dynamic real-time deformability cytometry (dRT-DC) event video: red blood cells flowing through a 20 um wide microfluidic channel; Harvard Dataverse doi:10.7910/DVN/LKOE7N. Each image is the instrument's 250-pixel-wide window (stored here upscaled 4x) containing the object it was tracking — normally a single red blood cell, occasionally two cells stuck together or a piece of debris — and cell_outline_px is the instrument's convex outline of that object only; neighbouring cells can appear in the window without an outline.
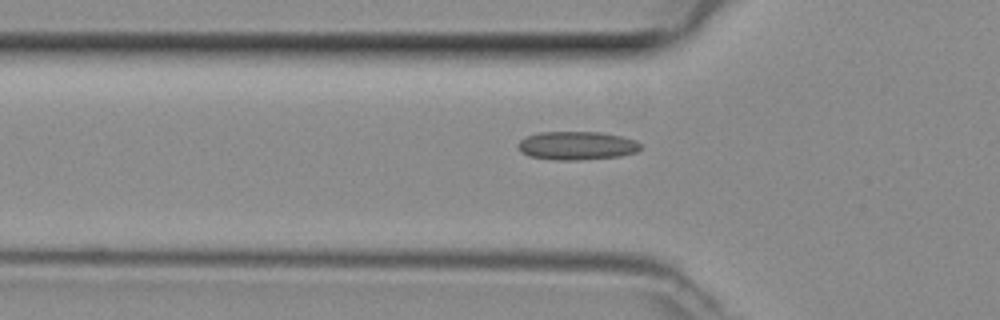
{"species": "common noctule bat (a hibernating species)", "species_latin": "Nyctalus noctula", "temperature_condition": "room temperature", "stored_images_in_passage": 29, "camera_frame_rate_fps": 3000, "um_per_image_px": 0.085, "animal": {"sex": "female", "body_mass_g": 29.2, "forearm_length_mm": 56.3}, "frame": {"image": 1, "passage_image": 3, "time_ms": 0.667, "image_size_px": [1000, 320], "cell_outline_px": [[640, 148], [636, 152], [620, 156], [580, 160], [556, 160], [528, 156], [520, 152], [516, 144], [520, 140], [528, 136], [540, 132], [600, 132], [620, 136], [636, 140], [640, 144]], "centroid_in_image_um": [49.0, 12.38], "position_along_channel_um": 76.8, "area_um2": 20.35}}
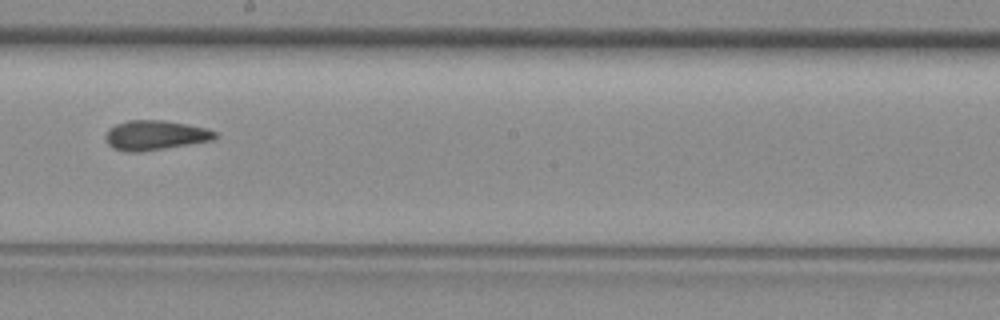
{"frame": {"image": 2, "passage_image": 14, "time_ms": 4.333, "image_size_px": [1000, 320], "cell_outline_px": [[216, 136], [212, 140], [188, 144], [136, 152], [128, 152], [112, 148], [108, 144], [104, 136], [108, 128], [116, 124], [128, 120], [160, 120], [208, 128], [216, 132]], "centroid_in_image_um": [13.13, 11.49], "position_along_channel_um": 235.1, "area_um2": 18.67}}
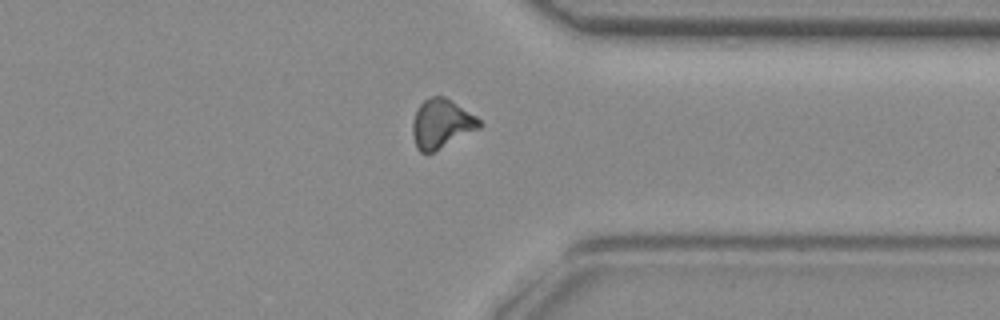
{"frame": {"image": 3, "passage_image": 24, "time_ms": 7.667, "image_size_px": [1000, 320], "cell_outline_px": [[484, 124], [480, 128], [432, 152], [420, 152], [416, 148], [412, 136], [412, 120], [420, 104], [424, 100], [432, 96], [444, 96], [452, 100], [476, 116]], "centroid_in_image_um": [37.51, 10.5], "position_along_channel_um": 373.9, "area_um2": 19.07}}